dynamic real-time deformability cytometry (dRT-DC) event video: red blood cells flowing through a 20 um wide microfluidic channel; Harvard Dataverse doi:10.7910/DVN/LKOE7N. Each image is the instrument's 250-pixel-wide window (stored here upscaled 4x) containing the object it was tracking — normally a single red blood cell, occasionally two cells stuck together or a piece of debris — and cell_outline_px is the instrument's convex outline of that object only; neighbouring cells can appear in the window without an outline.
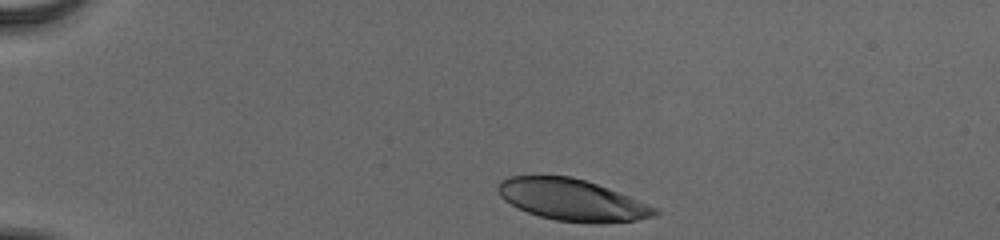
{"species": "human", "species_latin": "Homo sapiens", "temperature_condition": "cold", "stored_images_in_passage": 37, "camera_frame_rate_fps": 3000, "um_per_image_px": 0.085, "donor": {"sex": "male"}, "frame": {"image": 1, "passage_image": 1, "time_ms": 0.0, "image_size_px": [1000, 240], "cell_outline_px": [[660, 212], [656, 216], [636, 220], [600, 224], [592, 224], [556, 220], [540, 216], [528, 212], [504, 200], [500, 196], [496, 188], [500, 180], [508, 176], [572, 176], [608, 188], [660, 208]], "centroid_in_image_um": [48.66, 17.0], "position_along_channel_um": 36.3, "area_um2": 38.15}}
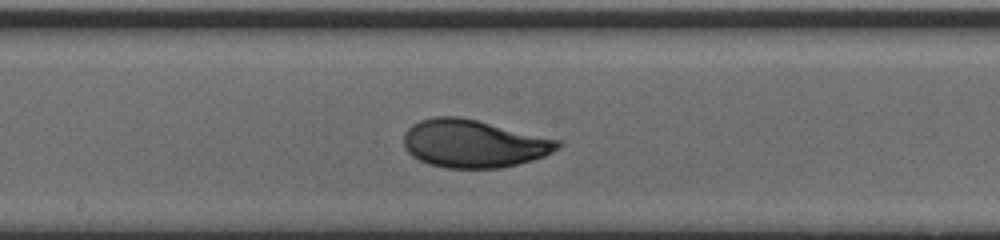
{"frame": {"image": 2, "passage_image": 20, "time_ms": 6.333, "image_size_px": [1000, 240], "cell_outline_px": [[564, 144], [560, 148], [544, 156], [532, 160], [500, 168], [448, 168], [428, 164], [412, 156], [404, 148], [404, 132], [412, 124], [420, 120], [432, 116], [456, 116], [476, 120], [560, 140]], "centroid_in_image_um": [40.24, 12.21], "position_along_channel_um": 208.0, "area_um2": 42.95}}
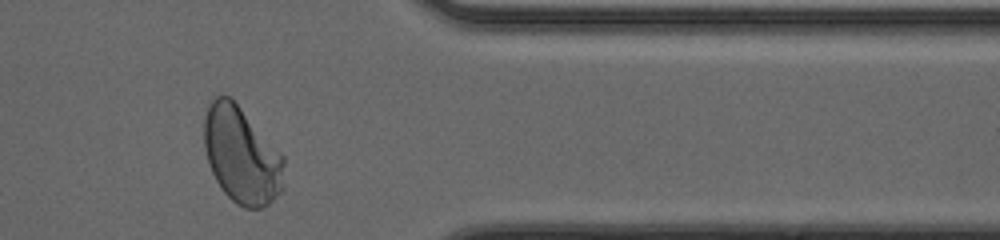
{"frame": {"image": 3, "passage_image": 35, "time_ms": 11.333, "image_size_px": [1000, 240], "cell_outline_px": [[284, 188], [268, 204], [260, 208], [244, 208], [236, 204], [224, 192], [216, 180], [212, 172], [204, 148], [204, 120], [208, 108], [212, 100], [216, 96], [228, 96], [240, 108], [284, 156]], "centroid_in_image_um": [20.54, 13.24], "position_along_channel_um": 390.9, "area_um2": 44.51}, "authors_computed_cell_mechanics": {"area_um2": 42.0784, "velocity_mm_per_s": 3.8448, "shape_relaxation_time_tau1_ms": 3.2558, "shape_relaxation_time_tau2_ms": null, "deformation_change_tau1": 0.1536, "deformation_change_tau2": null}}